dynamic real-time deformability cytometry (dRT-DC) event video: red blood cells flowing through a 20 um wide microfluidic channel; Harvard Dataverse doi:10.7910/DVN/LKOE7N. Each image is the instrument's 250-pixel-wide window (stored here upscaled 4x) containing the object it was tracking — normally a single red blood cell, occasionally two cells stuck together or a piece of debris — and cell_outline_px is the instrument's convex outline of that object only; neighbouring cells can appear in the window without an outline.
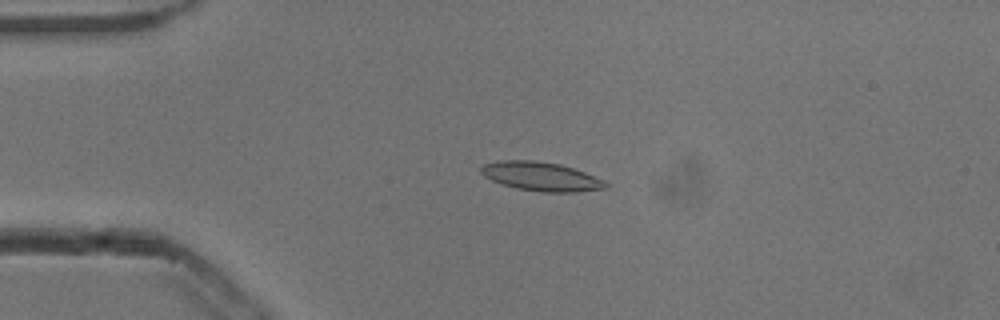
{"species": "common noctule bat (a hibernating species)", "species_latin": "Nyctalus noctula", "temperature_condition": "cold", "stored_images_in_passage": 53, "camera_frame_rate_fps": 3000, "um_per_image_px": 0.085, "animal": {"sex": "male", "body_mass_g": 13.3}, "frame": {"image": 1, "passage_image": 12, "time_ms": 3.667, "image_size_px": [1000, 320], "cell_outline_px": [[608, 188], [576, 192], [540, 192], [516, 188], [492, 180], [484, 176], [480, 172], [480, 168], [484, 164], [500, 160], [536, 160], [560, 164], [584, 172], [604, 180], [608, 184]], "centroid_in_image_um": [46.0, 15.0], "position_along_channel_um": 39.0, "area_um2": 20.98}}
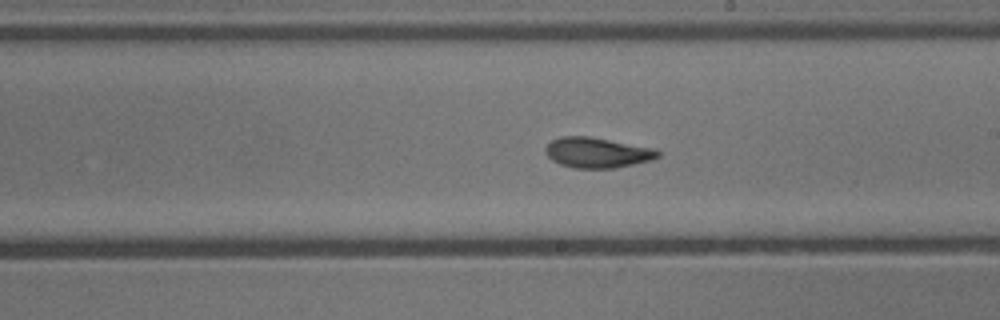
{"frame": {"image": 2, "passage_image": 30, "time_ms": 9.667, "image_size_px": [1000, 320], "cell_outline_px": [[660, 156], [652, 160], [612, 168], [572, 168], [560, 164], [552, 160], [544, 152], [544, 148], [552, 140], [560, 136], [588, 136], [656, 148], [660, 152]], "centroid_in_image_um": [50.75, 12.97], "position_along_channel_um": 238.2, "area_um2": 19.94}}
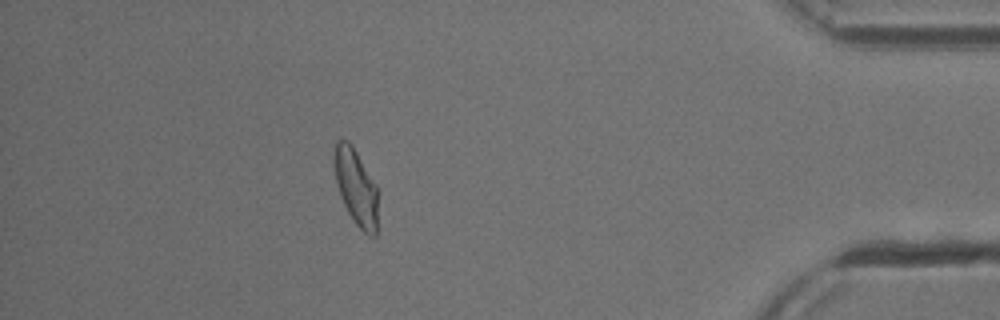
{"frame": {"image": 3, "passage_image": 47, "time_ms": 15.333, "image_size_px": [1000, 320], "cell_outline_px": [[380, 192], [376, 236], [368, 236], [352, 220], [340, 196], [336, 184], [332, 160], [332, 152], [336, 140], [348, 140], [352, 144], [376, 184]], "centroid_in_image_um": [30.27, 15.89], "position_along_channel_um": 404.9, "area_um2": 20.35}, "authors_computed_cell_mechanics": {"area_um2": 19.7676, "velocity_mm_per_s": 3.8237, "shape_relaxation_time_tau1_ms": 3.363, "shape_relaxation_time_tau2_ms": 1.7383, "deformation_change_tau1": 0.1355, "deformation_change_tau2": 0.0828}}